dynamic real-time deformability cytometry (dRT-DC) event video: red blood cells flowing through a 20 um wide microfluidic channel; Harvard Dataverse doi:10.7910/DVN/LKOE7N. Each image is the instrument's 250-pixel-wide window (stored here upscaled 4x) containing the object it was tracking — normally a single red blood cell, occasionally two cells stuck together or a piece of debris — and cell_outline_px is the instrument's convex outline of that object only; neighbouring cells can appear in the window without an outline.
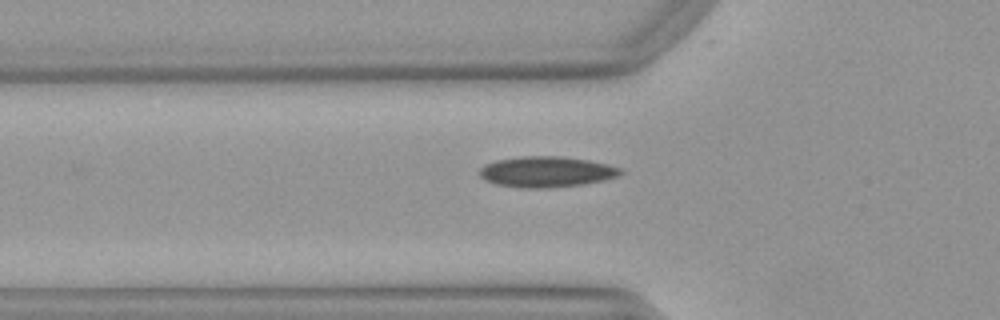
{"species": "Egyptian fruit bat (a non-hibernating species)", "species_latin": "Rousettus aegyptiacus", "temperature_condition": "warm", "stored_images_in_passage": 27, "camera_frame_rate_fps": 3000, "um_per_image_px": 0.085, "animal": {"sex": "female"}, "frame": {"image": 1, "passage_image": 4, "time_ms": 1.0, "image_size_px": [1000, 320], "cell_outline_px": [[624, 172], [620, 176], [604, 180], [584, 184], [552, 188], [516, 188], [496, 184], [484, 180], [476, 172], [484, 164], [496, 160], [520, 156], [560, 156], [588, 160], [608, 164], [620, 168]], "centroid_in_image_um": [46.42, 14.61], "position_along_channel_um": 79.4, "area_um2": 25.72}}
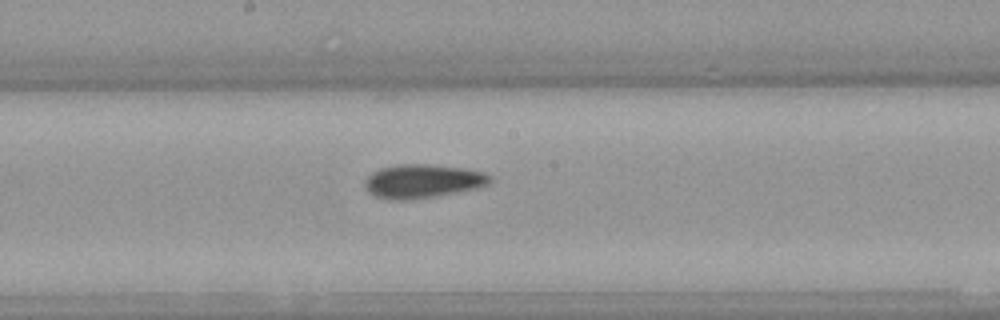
{"frame": {"image": 2, "passage_image": 14, "time_ms": 4.333, "image_size_px": [1000, 320], "cell_outline_px": [[492, 180], [488, 184], [476, 188], [440, 196], [412, 200], [388, 200], [376, 196], [368, 192], [364, 184], [364, 180], [372, 172], [380, 168], [396, 164], [428, 164], [464, 168], [484, 172], [492, 176]], "centroid_in_image_um": [35.91, 15.41], "position_along_channel_um": 212.3, "area_um2": 24.97}}
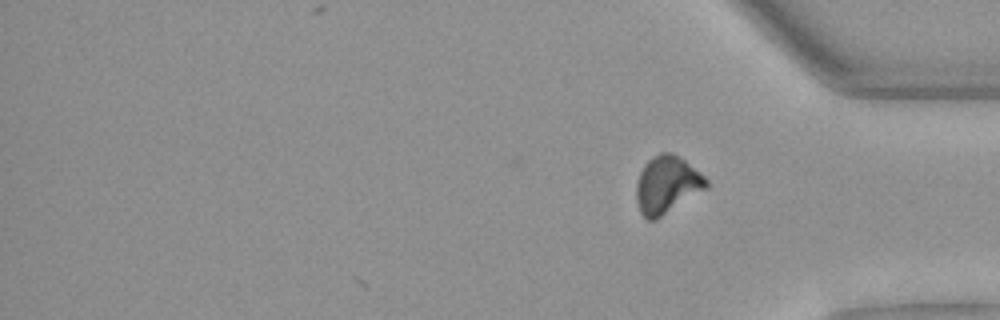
{"frame": {"image": 3, "passage_image": 27, "time_ms": 8.667, "image_size_px": [1000, 320], "cell_outline_px": [[708, 188], [656, 220], [648, 220], [640, 212], [636, 200], [636, 184], [640, 172], [644, 164], [652, 156], [660, 152], [672, 152], [684, 160], [704, 176], [708, 180]], "centroid_in_image_um": [56.68, 15.71], "position_along_channel_um": 378.5, "area_um2": 23.52}, "authors_computed_cell_mechanics": {"area_um2": 23.5246, "velocity_mm_per_s": 3.9835, "shape_relaxation_time_tau1_ms": null, "shape_relaxation_time_tau2_ms": 3.1357, "deformation_change_tau1": null, "deformation_change_tau2": 0.0823}}